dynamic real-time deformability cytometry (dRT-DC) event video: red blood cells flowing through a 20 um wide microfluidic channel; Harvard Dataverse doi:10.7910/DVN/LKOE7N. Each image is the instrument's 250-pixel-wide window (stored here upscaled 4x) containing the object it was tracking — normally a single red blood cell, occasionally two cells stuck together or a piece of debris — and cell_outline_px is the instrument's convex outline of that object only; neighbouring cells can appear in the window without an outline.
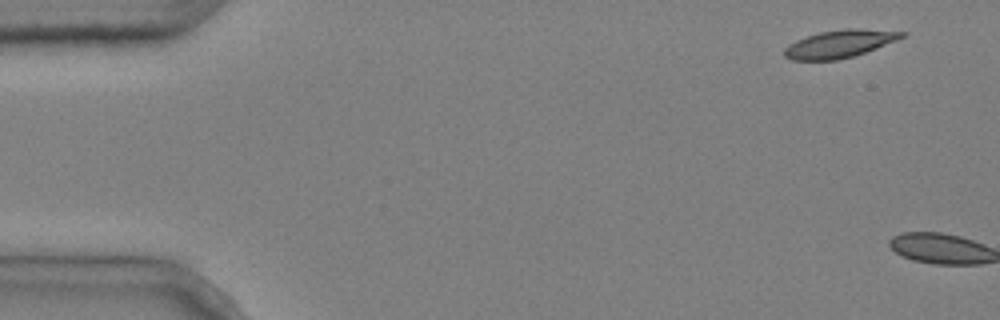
{"species": "common noctule bat (a hibernating species)", "species_latin": "Nyctalus noctula", "temperature_condition": "cold", "stored_images_in_passage": 6, "camera_frame_rate_fps": 3000, "um_per_image_px": 0.085, "animal": {"sex": "male", "body_mass_g": 20.4}, "frame": {"image": 1, "passage_image": 1, "time_ms": 0.0, "image_size_px": [1000, 320], "cell_outline_px": [[908, 36], [876, 48], [852, 56], [836, 60], [792, 60], [784, 56], [784, 48], [788, 44], [796, 40], [820, 32], [844, 28], [856, 28], [908, 32]], "centroid_in_image_um": [71.39, 3.71], "position_along_channel_um": 13.6, "area_um2": 18.96}}
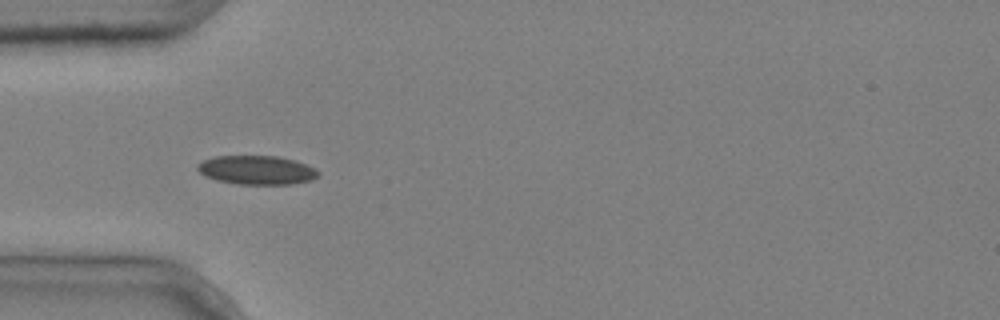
{"frame": {"image": 2, "passage_image": 5, "time_ms": 1.333, "image_size_px": [1000, 320], "cell_outline_px": [[320, 176], [312, 180], [292, 184], [236, 184], [216, 180], [204, 176], [196, 168], [196, 164], [204, 160], [216, 156], [276, 156], [296, 160], [316, 168], [320, 172]], "centroid_in_image_um": [21.85, 14.46], "position_along_channel_um": 63.2, "area_um2": 20.58}}